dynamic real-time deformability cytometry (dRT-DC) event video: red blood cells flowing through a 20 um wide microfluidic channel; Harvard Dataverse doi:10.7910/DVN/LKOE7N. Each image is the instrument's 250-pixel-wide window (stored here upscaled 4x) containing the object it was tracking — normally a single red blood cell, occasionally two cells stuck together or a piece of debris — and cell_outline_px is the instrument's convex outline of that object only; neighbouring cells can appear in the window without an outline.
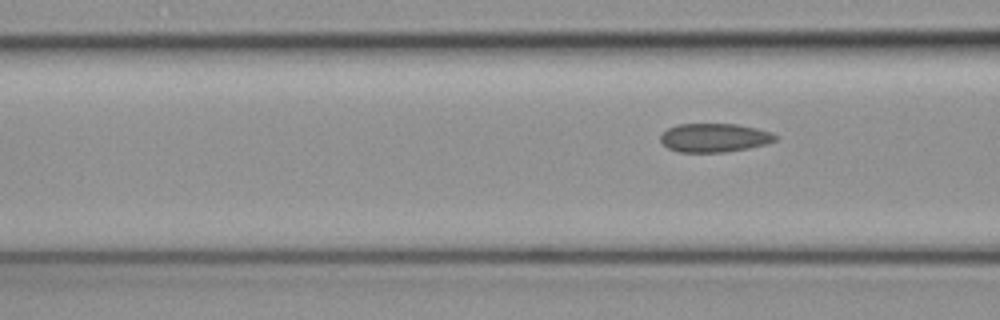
{"species": "common noctule bat (a hibernating species)", "species_latin": "Nyctalus noctula", "temperature_condition": "cold", "stored_images_in_passage": 6, "segment_of_instrument_passage": [2, 2], "camera_frame_rate_fps": 3000, "um_per_image_px": 0.085, "animal": {"sex": "female", "body_mass_g": 19.3, "forearm_length_mm": 54.1}, "frame": {"image": 1, "passage_image": 6, "time_ms": 1.667, "image_size_px": [1000, 320], "cell_outline_px": [[776, 140], [764, 144], [748, 148], [724, 152], [680, 152], [668, 148], [660, 140], [660, 136], [668, 128], [676, 124], [736, 124], [756, 128], [772, 132], [776, 136]], "centroid_in_image_um": [60.7, 11.7], "position_along_channel_um": 105.9, "area_um2": 19.07}}